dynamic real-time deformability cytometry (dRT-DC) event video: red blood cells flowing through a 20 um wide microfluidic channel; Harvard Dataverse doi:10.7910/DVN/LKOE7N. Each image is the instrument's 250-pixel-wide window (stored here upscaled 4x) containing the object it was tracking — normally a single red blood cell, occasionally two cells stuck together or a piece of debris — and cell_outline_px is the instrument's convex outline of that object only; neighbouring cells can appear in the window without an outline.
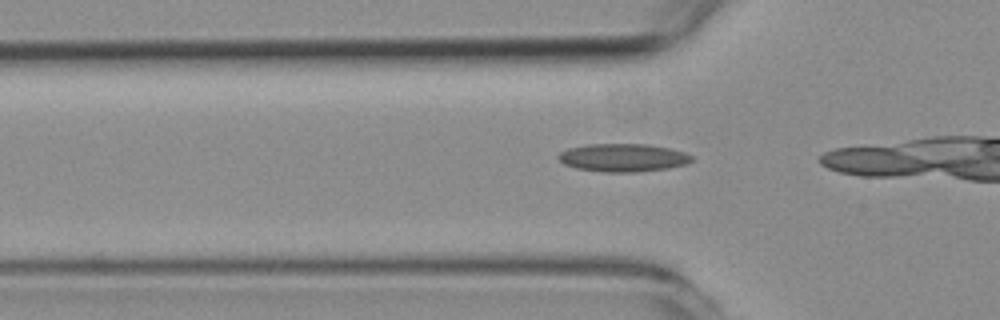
{"species": "common noctule bat (a hibernating species)", "species_latin": "Nyctalus noctula", "temperature_condition": "room temperature", "stored_images_in_passage": 14, "camera_frame_rate_fps": 3000, "um_per_image_px": 0.085, "animal": {"sex": "female", "body_mass_g": 19.3, "forearm_length_mm": 54.1}, "frame": {"image": 1, "passage_image": 11, "time_ms": 3.333, "image_size_px": [1000, 320], "cell_outline_px": [[692, 160], [684, 164], [668, 168], [636, 172], [604, 172], [576, 168], [564, 164], [556, 156], [560, 152], [568, 148], [584, 144], [648, 144], [668, 148], [684, 152], [692, 156]], "centroid_in_image_um": [52.91, 13.39], "position_along_channel_um": 72.9, "area_um2": 21.73}}